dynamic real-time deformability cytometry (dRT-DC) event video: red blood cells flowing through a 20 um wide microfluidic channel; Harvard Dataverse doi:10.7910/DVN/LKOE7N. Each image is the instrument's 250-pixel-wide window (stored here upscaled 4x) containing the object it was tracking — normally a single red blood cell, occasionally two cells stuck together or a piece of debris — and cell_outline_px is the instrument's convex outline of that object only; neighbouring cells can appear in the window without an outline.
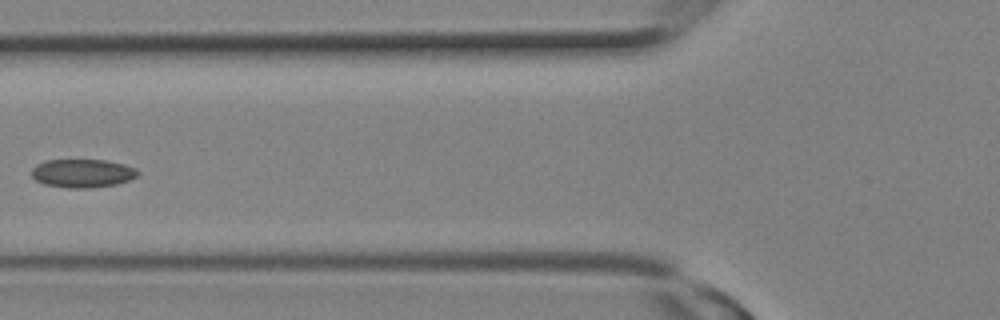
{"species": "Egyptian fruit bat (a non-hibernating species)", "species_latin": "Rousettus aegyptiacus", "temperature_condition": "room temperature", "stored_images_in_passage": 14, "camera_frame_rate_fps": 3000, "um_per_image_px": 0.085, "animal": {"sex": "female"}, "frame": {"image": 1, "passage_image": 10, "time_ms": 3.0, "image_size_px": [1000, 320], "cell_outline_px": [[140, 172], [136, 176], [128, 180], [116, 184], [88, 188], [68, 188], [44, 184], [36, 180], [32, 176], [32, 168], [36, 164], [44, 160], [108, 160], [124, 164], [136, 168]], "centroid_in_image_um": [7.0, 14.72], "position_along_channel_um": 118.8, "area_um2": 17.63}}